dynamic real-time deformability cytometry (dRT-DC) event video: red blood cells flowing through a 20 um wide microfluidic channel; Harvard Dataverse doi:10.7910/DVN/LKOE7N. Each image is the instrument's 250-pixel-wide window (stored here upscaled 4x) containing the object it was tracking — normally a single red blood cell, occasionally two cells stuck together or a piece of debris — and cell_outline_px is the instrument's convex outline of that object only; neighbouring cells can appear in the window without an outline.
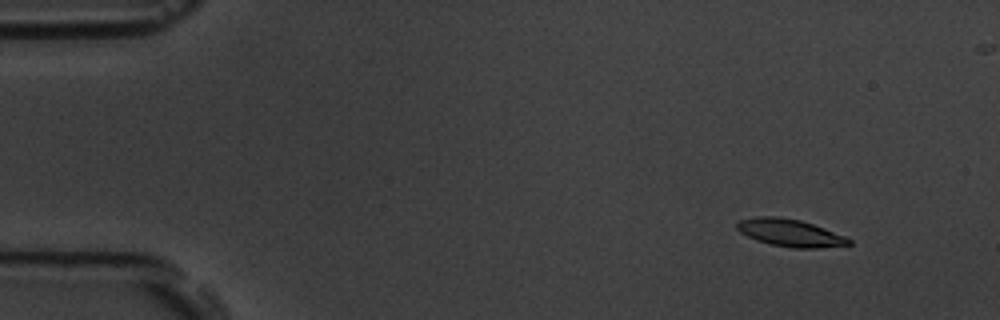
{"species": "common noctule bat (a hibernating species)", "species_latin": "Nyctalus noctula", "temperature_condition": "room temperature", "stored_images_in_passage": 5, "camera_frame_rate_fps": 3000, "um_per_image_px": 0.085, "animal": {"sex": "male", "body_mass_g": 19.5, "forearm_length_mm": 54.6}, "frame": {"image": 1, "passage_image": 1, "time_ms": 0.0, "image_size_px": [1000, 320], "cell_outline_px": [[852, 244], [816, 248], [792, 248], [772, 244], [756, 240], [740, 232], [736, 228], [736, 224], [740, 220], [756, 216], [776, 216], [800, 220], [824, 228], [844, 236], [852, 240]], "centroid_in_image_um": [67.14, 19.78], "position_along_channel_um": 17.9, "area_um2": 17.69}}
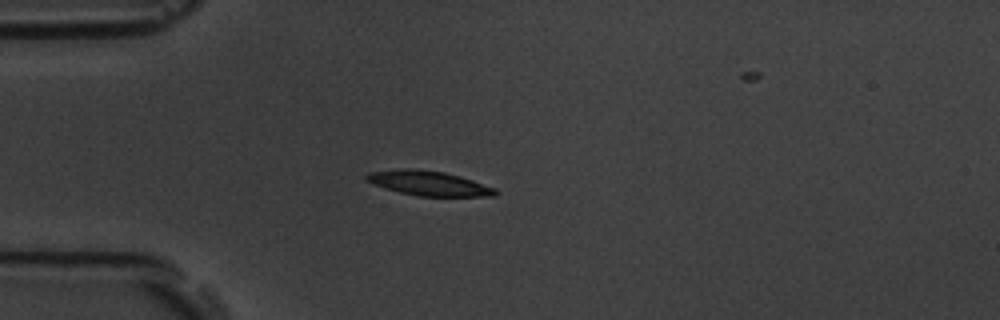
{"frame": {"image": 2, "passage_image": 4, "time_ms": 3.333, "image_size_px": [1000, 320], "cell_outline_px": [[500, 192], [496, 196], [416, 196], [384, 188], [364, 180], [364, 176], [368, 172], [400, 168], [412, 168], [444, 172], [460, 176], [496, 188]], "centroid_in_image_um": [36.43, 15.57], "position_along_channel_um": 48.6, "area_um2": 18.73}}